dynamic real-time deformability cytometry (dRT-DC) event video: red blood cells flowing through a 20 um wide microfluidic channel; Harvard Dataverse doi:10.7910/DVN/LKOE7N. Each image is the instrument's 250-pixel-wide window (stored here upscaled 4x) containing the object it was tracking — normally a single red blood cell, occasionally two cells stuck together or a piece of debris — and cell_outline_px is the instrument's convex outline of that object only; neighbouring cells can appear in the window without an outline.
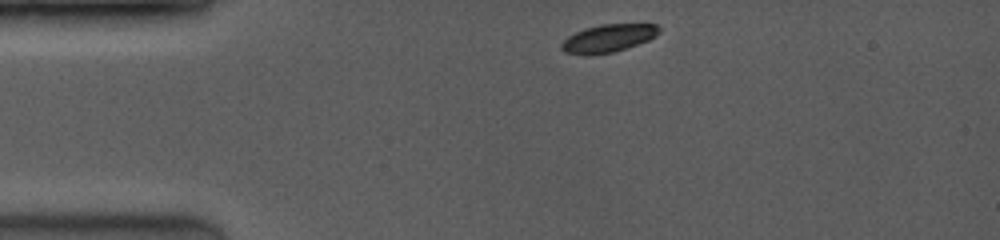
{"species": "common noctule bat (a hibernating species)", "species_latin": "Nyctalus noctula", "temperature_condition": "room temperature", "stored_images_in_passage": 24, "camera_frame_rate_fps": 3500, "um_per_image_px": 0.085, "animal": {"sex": "female", "body_mass_g": 19.0, "forearm_length_mm": 53.3}, "frame": {"image": 1, "passage_image": 1, "time_ms": 0.0, "image_size_px": [1000, 240], "cell_outline_px": [[660, 32], [656, 36], [648, 40], [612, 52], [588, 56], [564, 52], [560, 48], [560, 44], [568, 36], [576, 32], [600, 24], [656, 24], [660, 28]], "centroid_in_image_um": [51.68, 3.26], "position_along_channel_um": 33.3, "area_um2": 15.72}}
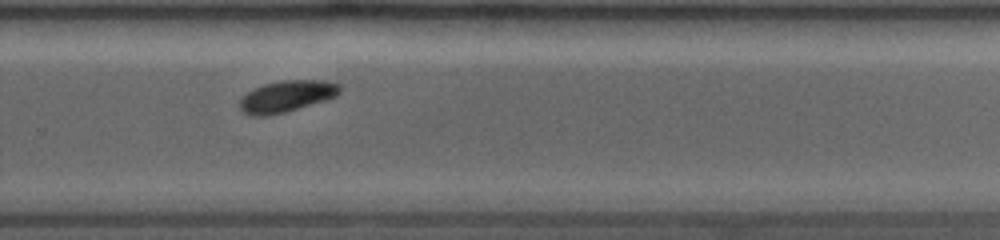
{"frame": {"image": 2, "passage_image": 18, "time_ms": 7.714, "image_size_px": [1000, 240], "cell_outline_px": [[340, 92], [336, 96], [328, 100], [284, 112], [268, 116], [252, 116], [240, 112], [240, 100], [248, 92], [264, 84], [280, 80], [324, 80], [340, 84]], "centroid_in_image_um": [24.38, 8.19], "position_along_channel_um": 305.4, "area_um2": 18.44}}
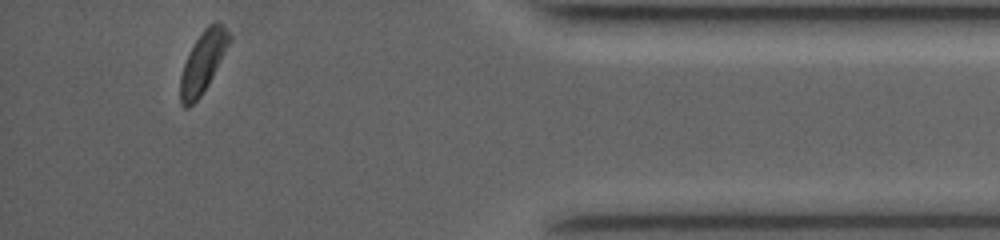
{"frame": {"image": 3, "passage_image": 24, "time_ms": 11.143, "image_size_px": [1000, 240], "cell_outline_px": [[232, 40], [208, 84], [200, 96], [188, 108], [184, 108], [180, 104], [180, 76], [184, 64], [196, 40], [204, 28], [208, 24], [216, 20], [224, 24], [232, 36]], "centroid_in_image_um": [17.28, 5.24], "position_along_channel_um": 417.9, "area_um2": 17.46}, "authors_computed_cell_mechanics": {"area_um2": 18.496, "velocity_mm_per_s": 4.1122, "shape_relaxation_time_tau1_ms": 1.3986, "shape_relaxation_time_tau2_ms": null, "deformation_change_tau1": 0.0818, "deformation_change_tau2": null}}